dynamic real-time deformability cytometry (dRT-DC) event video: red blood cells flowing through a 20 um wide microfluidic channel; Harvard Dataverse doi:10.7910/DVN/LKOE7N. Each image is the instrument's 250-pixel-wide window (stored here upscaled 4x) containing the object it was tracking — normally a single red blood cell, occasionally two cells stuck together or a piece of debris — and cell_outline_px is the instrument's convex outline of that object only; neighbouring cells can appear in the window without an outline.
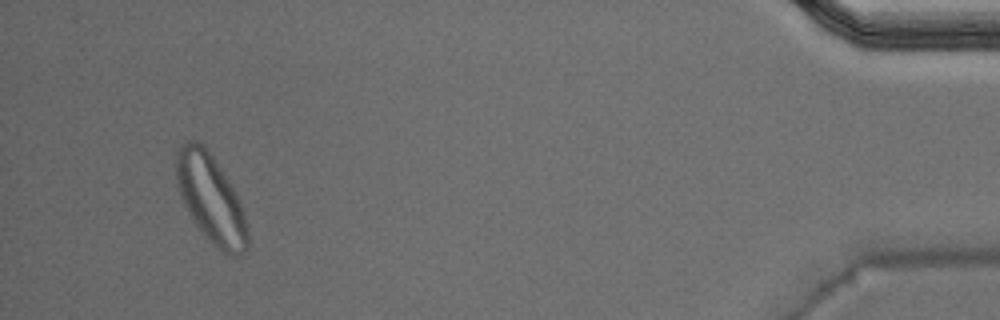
{"species": "Egyptian fruit bat (a non-hibernating species)", "species_latin": "Rousettus aegyptiacus", "temperature_condition": "warm", "stored_images_in_passage": 43, "segment_of_instrument_passage": [2, 2], "camera_frame_rate_fps": 3000, "um_per_image_px": 0.085, "animal": {"sex": "male"}, "frame": {"image": 1, "passage_image": 40, "time_ms": 13.0, "image_size_px": [1000, 320], "cell_outline_px": [[248, 248], [240, 256], [232, 256], [224, 252], [212, 244], [204, 236], [188, 212], [180, 196], [176, 184], [176, 152], [180, 144], [188, 140], [196, 140], [204, 144], [232, 184], [240, 200], [248, 232]], "centroid_in_image_um": [17.91, 16.87], "position_along_channel_um": 417.3, "area_um2": 37.05}}